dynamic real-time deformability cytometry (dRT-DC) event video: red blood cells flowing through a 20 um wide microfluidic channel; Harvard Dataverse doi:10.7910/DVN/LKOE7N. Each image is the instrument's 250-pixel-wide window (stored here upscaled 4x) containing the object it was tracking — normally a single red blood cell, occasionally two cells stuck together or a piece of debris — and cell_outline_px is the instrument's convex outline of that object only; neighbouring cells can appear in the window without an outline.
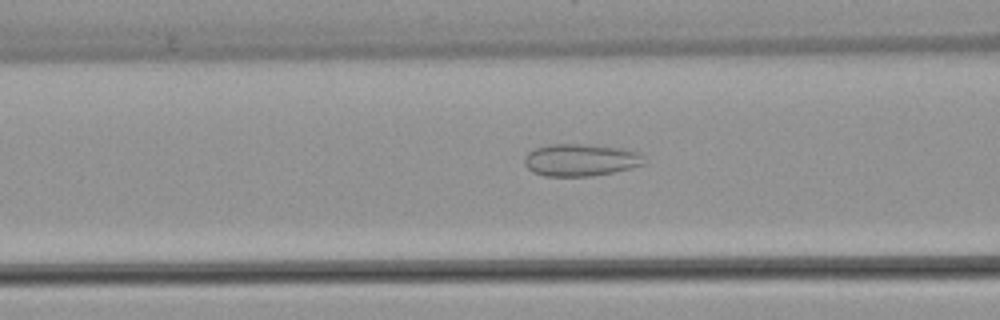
{"species": "common noctule bat (a hibernating species)", "species_latin": "Nyctalus noctula", "temperature_condition": "warm", "stored_images_in_passage": 52, "camera_frame_rate_fps": 3000, "um_per_image_px": 0.085, "animal": {"sex": "female", "body_mass_g": 22.7, "forearm_length_mm": 54.2}, "frame": {"image": 1, "passage_image": 21, "time_ms": 6.667, "image_size_px": [1000, 320], "cell_outline_px": [[644, 164], [632, 168], [592, 176], [544, 176], [532, 172], [524, 164], [524, 156], [528, 152], [536, 148], [548, 144], [580, 144], [624, 148], [636, 152], [640, 156]], "centroid_in_image_um": [49.29, 13.6], "position_along_channel_um": 117.3, "area_um2": 22.37}}
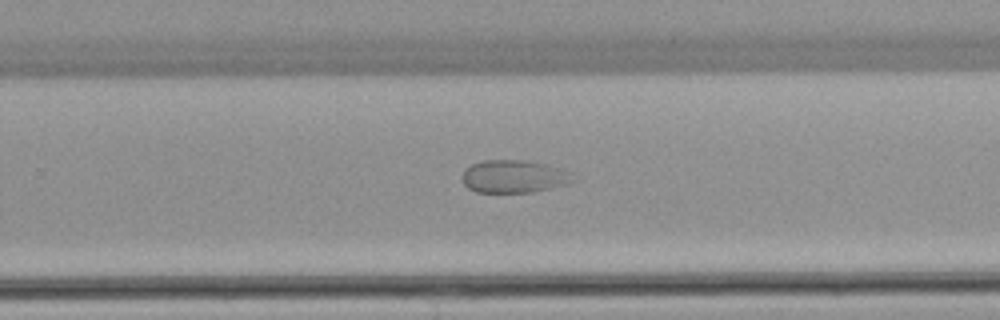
{"frame": {"image": 2, "passage_image": 34, "time_ms": 11.0, "image_size_px": [1000, 320], "cell_outline_px": [[572, 180], [568, 184], [552, 188], [532, 192], [476, 192], [468, 188], [464, 184], [464, 168], [480, 160], [524, 160], [544, 164], [572, 172]], "centroid_in_image_um": [43.67, 15.0], "position_along_channel_um": 286.1, "area_um2": 21.04}}
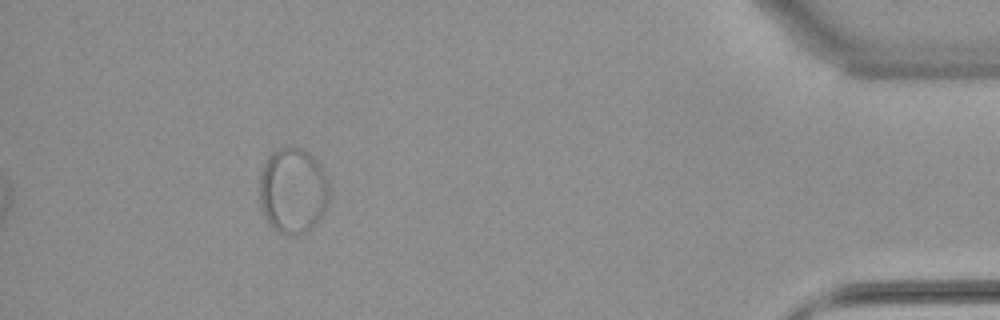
{"frame": {"image": 3, "passage_image": 48, "time_ms": 15.667, "image_size_px": [1000, 320], "cell_outline_px": [[328, 204], [324, 212], [316, 224], [308, 232], [296, 236], [288, 236], [276, 232], [268, 224], [264, 216], [260, 204], [260, 176], [264, 164], [268, 156], [272, 152], [280, 148], [304, 148], [320, 164], [328, 180]], "centroid_in_image_um": [24.9, 16.26], "position_along_channel_um": 410.3, "area_um2": 35.32}}